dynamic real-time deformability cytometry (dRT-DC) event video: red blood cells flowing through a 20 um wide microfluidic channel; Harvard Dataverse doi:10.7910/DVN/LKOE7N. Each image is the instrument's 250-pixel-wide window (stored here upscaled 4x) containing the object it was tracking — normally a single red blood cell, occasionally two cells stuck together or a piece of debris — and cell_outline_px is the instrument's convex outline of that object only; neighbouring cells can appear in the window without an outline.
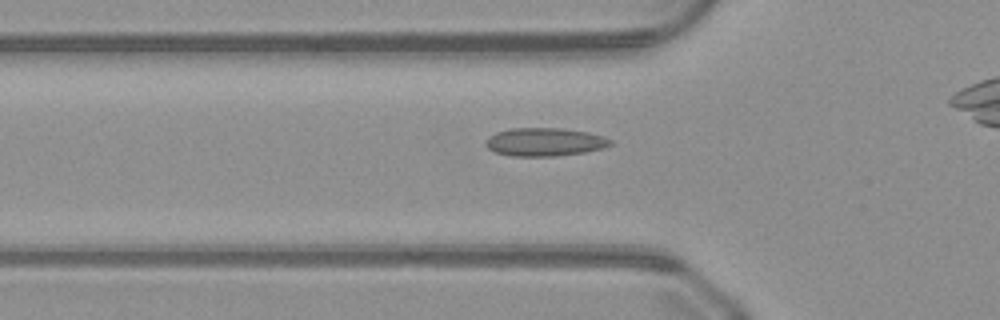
{"species": "common noctule bat (a hibernating species)", "species_latin": "Nyctalus noctula", "temperature_condition": "warm", "stored_images_in_passage": 41, "camera_frame_rate_fps": 3000, "um_per_image_px": 0.085, "animal": {"sex": "male", "body_mass_g": 23.1, "forearm_length_mm": 52.7}, "frame": {"image": 1, "passage_image": 17, "time_ms": 5.333, "image_size_px": [1000, 320], "cell_outline_px": [[612, 144], [604, 148], [584, 152], [556, 156], [508, 156], [496, 152], [488, 148], [484, 144], [484, 140], [488, 136], [496, 132], [512, 128], [564, 128], [588, 132], [604, 136], [612, 140]], "centroid_in_image_um": [46.28, 12.06], "position_along_channel_um": 79.5, "area_um2": 20.75}}
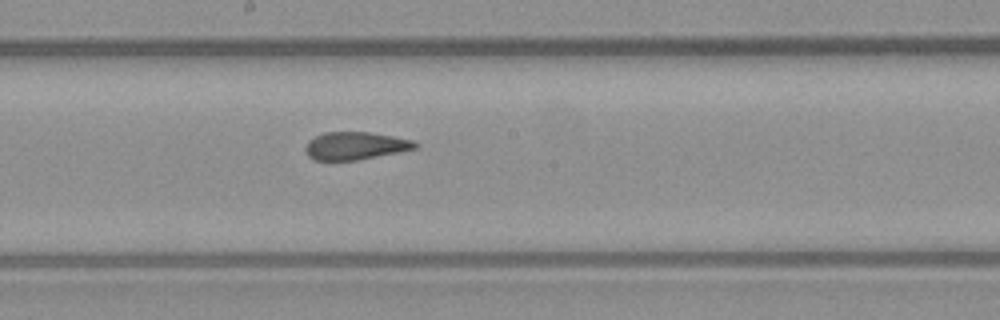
{"frame": {"image": 2, "passage_image": 27, "time_ms": 8.667, "image_size_px": [1000, 320], "cell_outline_px": [[420, 144], [416, 148], [400, 152], [356, 160], [312, 160], [304, 152], [304, 148], [308, 140], [324, 132], [368, 132], [392, 136], [412, 140]], "centroid_in_image_um": [30.17, 12.39], "position_along_channel_um": 218.0, "area_um2": 17.8}}
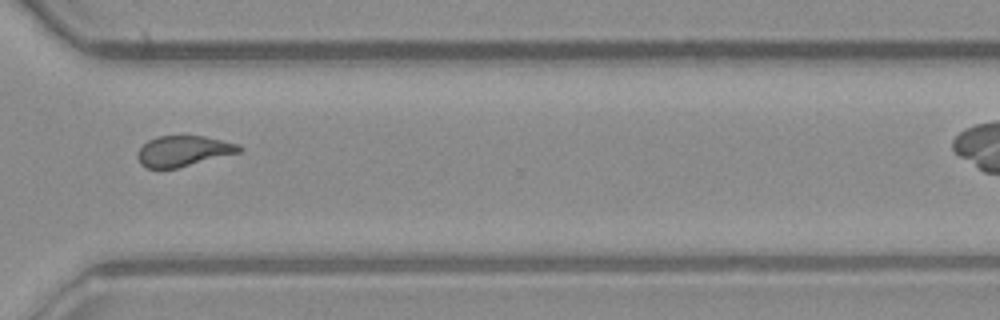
{"frame": {"image": 3, "passage_image": 37, "time_ms": 12.0, "image_size_px": [1000, 320], "cell_outline_px": [[244, 148], [240, 152], [176, 168], [144, 168], [140, 164], [136, 156], [136, 152], [148, 140], [156, 136], [204, 136], [240, 144]], "centroid_in_image_um": [15.56, 12.83], "position_along_channel_um": 355.0, "area_um2": 18.15}}